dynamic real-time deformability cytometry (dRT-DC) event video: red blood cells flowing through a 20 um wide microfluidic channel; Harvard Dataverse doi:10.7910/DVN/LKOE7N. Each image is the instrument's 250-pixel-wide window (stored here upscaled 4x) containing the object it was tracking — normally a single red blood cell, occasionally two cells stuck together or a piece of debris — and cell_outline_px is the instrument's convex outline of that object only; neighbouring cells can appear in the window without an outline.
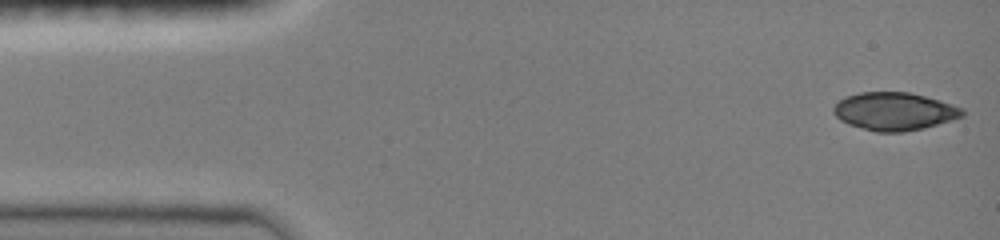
{"species": "common noctule bat (a hibernating species)", "species_latin": "Nyctalus noctula", "temperature_condition": "room temperature", "stored_images_in_passage": 17, "camera_frame_rate_fps": 3000, "um_per_image_px": 0.085, "animal": {"sex": "female", "body_mass_g": 19.0, "forearm_length_mm": 51.5}, "frame": {"image": 1, "passage_image": 1, "time_ms": 0.0, "image_size_px": [1000, 240], "cell_outline_px": [[964, 116], [952, 120], [924, 128], [904, 132], [876, 132], [848, 124], [840, 120], [832, 112], [832, 108], [844, 96], [860, 92], [908, 92], [940, 100], [964, 108]], "centroid_in_image_um": [76.02, 9.46], "position_along_channel_um": 9.0, "area_um2": 28.61}}